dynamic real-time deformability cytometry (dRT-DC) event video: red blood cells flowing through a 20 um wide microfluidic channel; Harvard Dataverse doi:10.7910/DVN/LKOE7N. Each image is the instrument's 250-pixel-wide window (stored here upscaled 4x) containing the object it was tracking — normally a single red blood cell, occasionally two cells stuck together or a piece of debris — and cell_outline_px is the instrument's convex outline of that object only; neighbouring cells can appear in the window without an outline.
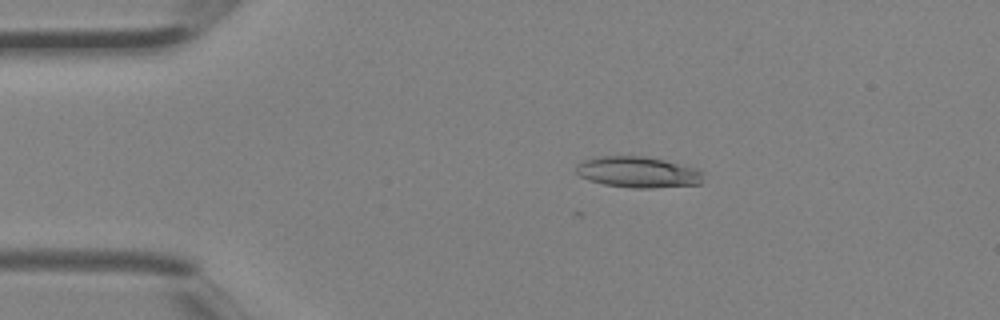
{"species": "Egyptian fruit bat (a non-hibernating species)", "species_latin": "Rousettus aegyptiacus", "temperature_condition": "room temperature", "stored_images_in_passage": 4, "camera_frame_rate_fps": 3000, "um_per_image_px": 0.085, "animal": {"sex": "female"}, "frame": {"image": 1, "passage_image": 3, "time_ms": 0.667, "image_size_px": [1000, 320], "cell_outline_px": [[700, 184], [652, 188], [632, 188], [604, 184], [580, 176], [576, 172], [576, 164], [584, 160], [596, 156], [644, 156], [664, 160], [696, 168], [700, 172]], "centroid_in_image_um": [54.18, 14.62], "position_along_channel_um": 30.8, "area_um2": 22.72}}